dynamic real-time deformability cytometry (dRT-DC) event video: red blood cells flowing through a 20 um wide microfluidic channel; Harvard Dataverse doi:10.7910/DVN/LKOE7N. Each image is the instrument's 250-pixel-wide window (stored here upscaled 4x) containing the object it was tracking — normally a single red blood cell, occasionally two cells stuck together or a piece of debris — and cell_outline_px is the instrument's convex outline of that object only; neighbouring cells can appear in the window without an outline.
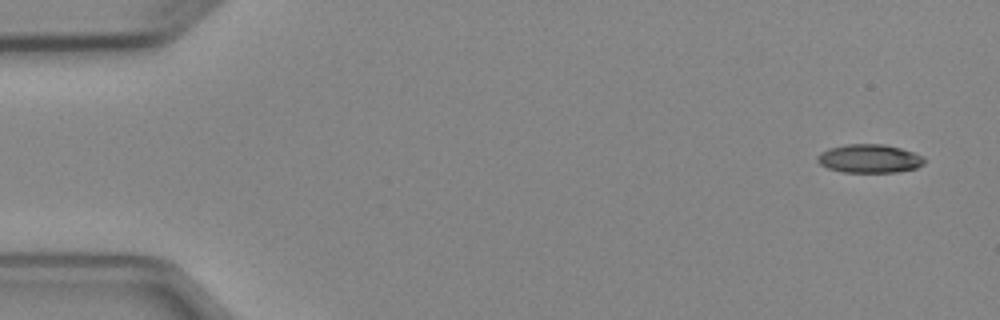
{"species": "Egyptian fruit bat (a non-hibernating species)", "species_latin": "Rousettus aegyptiacus", "temperature_condition": "cold", "stored_images_in_passage": 4, "camera_frame_rate_fps": 3000, "um_per_image_px": 0.085, "animal": {"sex": "female"}, "frame": {"image": 1, "passage_image": 1, "time_ms": 0.0, "image_size_px": [1000, 320], "cell_outline_px": [[924, 164], [916, 168], [896, 172], [844, 172], [828, 168], [820, 164], [816, 160], [816, 156], [820, 152], [828, 148], [848, 144], [884, 144], [900, 148], [924, 156]], "centroid_in_image_um": [73.88, 13.48], "position_along_channel_um": 11.1, "area_um2": 17.8}}
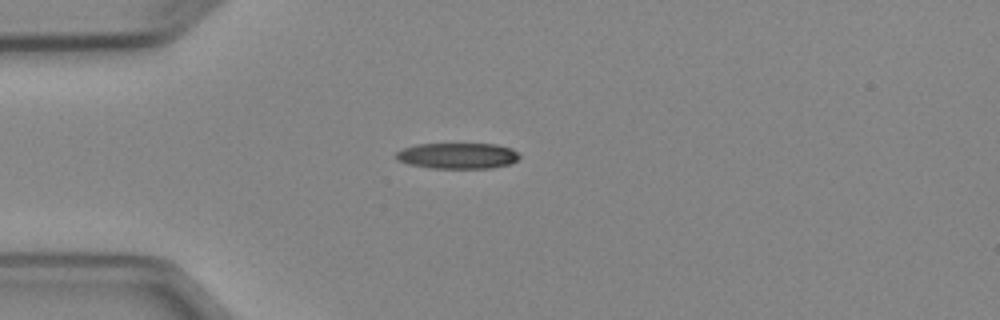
{"frame": {"image": 2, "passage_image": 4, "time_ms": 3.667, "image_size_px": [1000, 320], "cell_outline_px": [[520, 156], [516, 160], [508, 164], [492, 168], [432, 168], [408, 164], [396, 160], [396, 152], [404, 148], [416, 144], [496, 144], [512, 148]], "centroid_in_image_um": [38.88, 13.24], "position_along_channel_um": 46.1, "area_um2": 18.55}}